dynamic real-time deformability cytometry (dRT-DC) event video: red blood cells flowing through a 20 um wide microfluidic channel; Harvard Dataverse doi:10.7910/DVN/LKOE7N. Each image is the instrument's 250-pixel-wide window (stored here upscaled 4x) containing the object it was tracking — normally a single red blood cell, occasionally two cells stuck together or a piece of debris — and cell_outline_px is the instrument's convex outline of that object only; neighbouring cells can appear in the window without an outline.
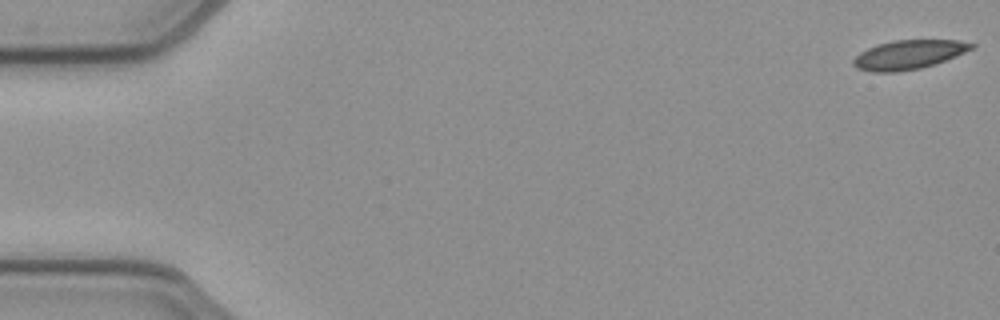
{"species": "common noctule bat (a hibernating species)", "species_latin": "Nyctalus noctula", "temperature_condition": "cold", "stored_images_in_passage": 52, "camera_frame_rate_fps": 3000, "um_per_image_px": 0.085, "animal": {"sex": "female", "body_mass_g": 21.9}, "frame": {"image": 1, "passage_image": 1, "time_ms": 0.0, "image_size_px": [1000, 320], "cell_outline_px": [[976, 44], [972, 48], [956, 56], [936, 64], [920, 68], [896, 72], [872, 72], [856, 68], [852, 64], [852, 60], [860, 52], [876, 44], [892, 40], [960, 40]], "centroid_in_image_um": [77.21, 4.64], "position_along_channel_um": 7.8, "area_um2": 20.11}}
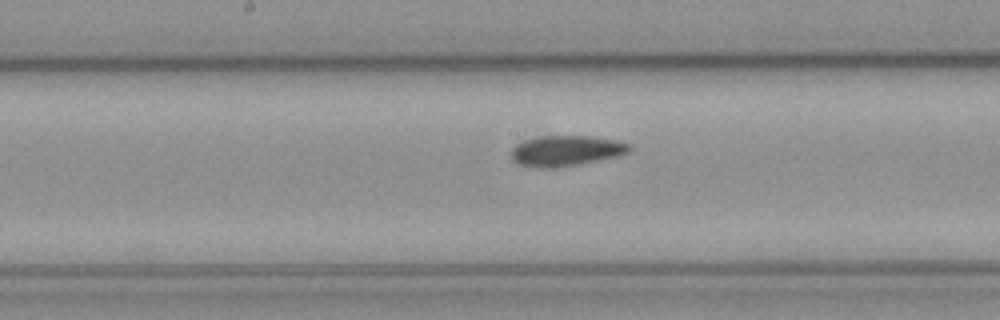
{"frame": {"image": 2, "passage_image": 27, "time_ms": 8.667, "image_size_px": [1000, 320], "cell_outline_px": [[632, 148], [628, 152], [620, 156], [576, 164], [548, 168], [532, 168], [516, 164], [512, 160], [508, 152], [516, 144], [524, 140], [536, 136], [592, 136], [616, 140], [628, 144]], "centroid_in_image_um": [48.03, 12.81], "position_along_channel_um": 200.2, "area_um2": 21.27}}
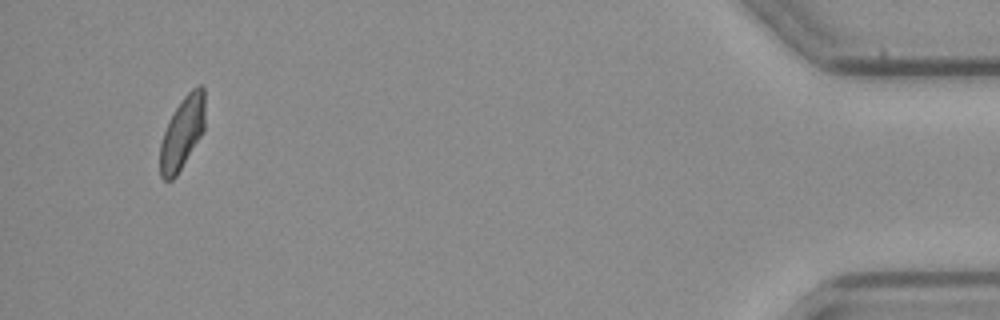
{"frame": {"image": 3, "passage_image": 50, "time_ms": 16.333, "image_size_px": [1000, 320], "cell_outline_px": [[204, 132], [176, 176], [172, 180], [164, 180], [160, 176], [160, 144], [168, 120], [180, 100], [192, 88], [200, 84], [204, 88]], "centroid_in_image_um": [15.49, 11.28], "position_along_channel_um": 419.7, "area_um2": 19.07}, "authors_computed_cell_mechanics": {"area_um2": 20.4034, "velocity_mm_per_s": 3.9146, "shape_relaxation_time_tau1_ms": null, "shape_relaxation_time_tau2_ms": 6.445, "deformation_change_tau1": null, "deformation_change_tau2": 0.1054}}